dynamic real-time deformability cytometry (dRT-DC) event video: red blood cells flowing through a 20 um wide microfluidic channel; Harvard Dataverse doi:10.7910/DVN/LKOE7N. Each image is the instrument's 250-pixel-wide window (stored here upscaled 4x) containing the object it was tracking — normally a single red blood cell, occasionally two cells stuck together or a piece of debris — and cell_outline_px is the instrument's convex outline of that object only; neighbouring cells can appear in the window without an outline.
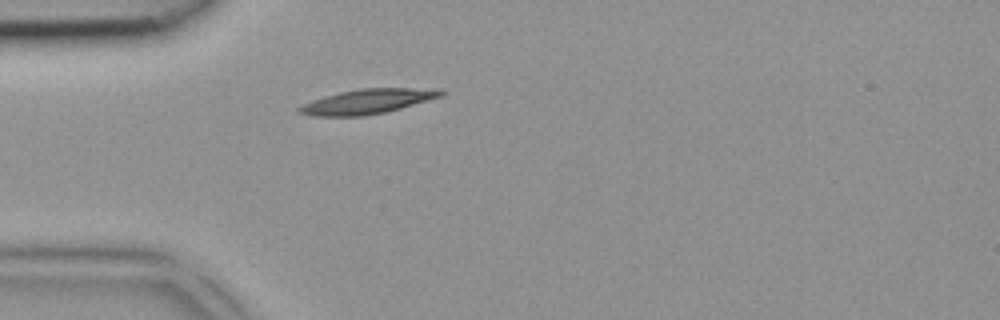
{"species": "common noctule bat (a hibernating species)", "species_latin": "Nyctalus noctula", "temperature_condition": "room temperature", "stored_images_in_passage": 1, "camera_frame_rate_fps": 3000, "um_per_image_px": 0.085, "animal": {"sex": "female", "body_mass_g": 18.4}, "frame": {"image": 1, "passage_image": 1, "time_ms": 0.0, "image_size_px": [1000, 320], "cell_outline_px": [[448, 92], [444, 96], [400, 108], [384, 112], [364, 116], [312, 116], [296, 112], [296, 108], [312, 100], [324, 96], [340, 92], [360, 88], [440, 88]], "centroid_in_image_um": [31.28, 8.61], "position_along_channel_um": 53.7, "area_um2": 20.63}}